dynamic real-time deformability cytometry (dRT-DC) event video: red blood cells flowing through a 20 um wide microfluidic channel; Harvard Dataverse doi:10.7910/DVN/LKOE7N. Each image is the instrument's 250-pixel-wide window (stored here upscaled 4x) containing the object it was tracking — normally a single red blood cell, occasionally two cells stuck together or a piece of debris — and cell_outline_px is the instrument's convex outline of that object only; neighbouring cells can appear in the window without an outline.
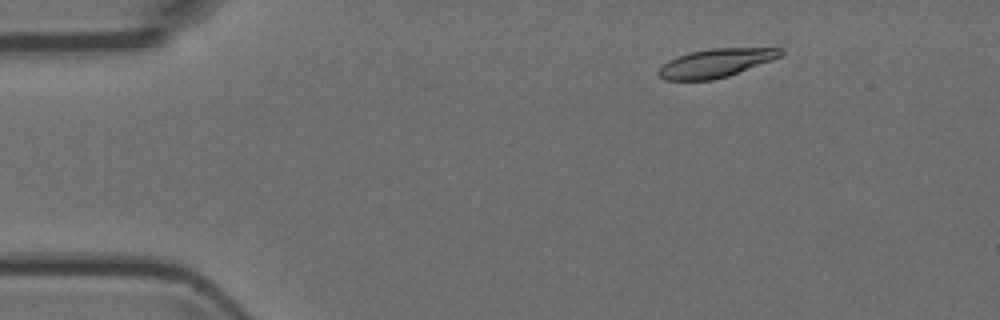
{"species": "Egyptian fruit bat (a non-hibernating species)", "species_latin": "Rousettus aegyptiacus", "temperature_condition": "room temperature", "stored_images_in_passage": 4, "camera_frame_rate_fps": 3000, "um_per_image_px": 0.085, "animal": {"sex": "female"}, "frame": {"image": 1, "passage_image": 2, "time_ms": 1.0, "image_size_px": [1000, 320], "cell_outline_px": [[784, 52], [780, 56], [772, 60], [728, 76], [712, 80], [664, 80], [656, 72], [668, 60], [692, 52], [712, 48], [780, 48]], "centroid_in_image_um": [60.84, 5.36], "position_along_channel_um": 24.2, "area_um2": 20.0}}